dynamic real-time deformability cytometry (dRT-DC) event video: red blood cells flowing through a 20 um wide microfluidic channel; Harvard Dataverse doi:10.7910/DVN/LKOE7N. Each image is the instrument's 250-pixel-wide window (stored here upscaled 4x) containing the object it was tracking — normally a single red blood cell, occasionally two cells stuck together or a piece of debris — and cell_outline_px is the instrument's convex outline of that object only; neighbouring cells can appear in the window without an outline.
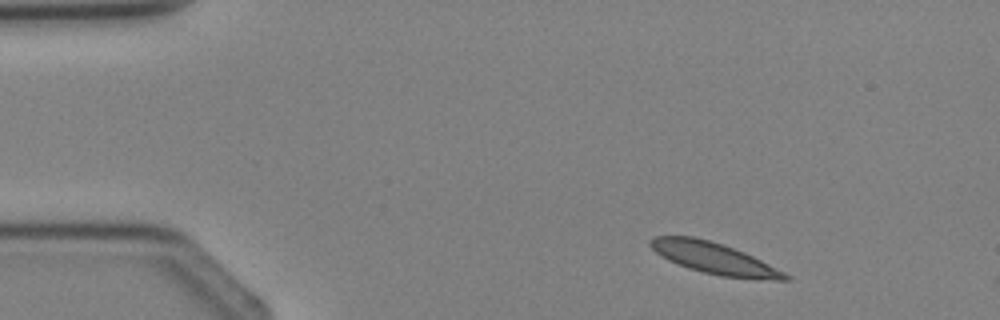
{"species": "Egyptian fruit bat (a non-hibernating species)", "species_latin": "Rousettus aegyptiacus", "temperature_condition": "cold", "stored_images_in_passage": 3, "camera_frame_rate_fps": 3000, "um_per_image_px": 0.085, "animal": {"sex": "female"}, "frame": {"image": 1, "passage_image": 1, "time_ms": 0.0, "image_size_px": [1000, 320], "cell_outline_px": [[792, 280], [776, 280], [720, 276], [688, 268], [668, 260], [656, 252], [648, 244], [648, 240], [652, 236], [692, 236], [708, 240], [744, 252], [792, 276]], "centroid_in_image_um": [60.67, 21.95], "position_along_channel_um": 24.3, "area_um2": 24.28}}
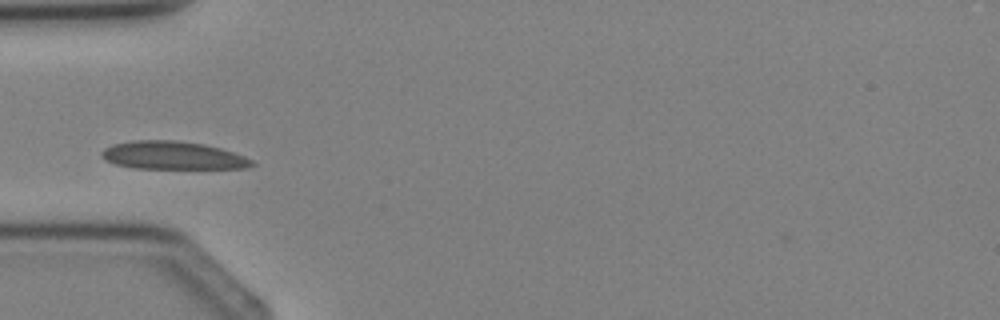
{"frame": {"image": 2, "passage_image": 3, "time_ms": 2.333, "image_size_px": [1000, 320], "cell_outline_px": [[256, 164], [248, 168], [136, 168], [116, 164], [104, 160], [100, 156], [100, 152], [104, 148], [112, 144], [132, 140], [176, 140], [204, 144], [220, 148], [244, 156], [252, 160]], "centroid_in_image_um": [14.65, 13.2], "position_along_channel_um": 70.4, "area_um2": 24.57}}